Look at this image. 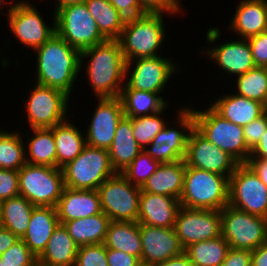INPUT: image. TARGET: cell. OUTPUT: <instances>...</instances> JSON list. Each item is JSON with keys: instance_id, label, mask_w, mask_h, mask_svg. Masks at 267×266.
<instances>
[{"instance_id": "12", "label": "cell", "mask_w": 267, "mask_h": 266, "mask_svg": "<svg viewBox=\"0 0 267 266\" xmlns=\"http://www.w3.org/2000/svg\"><path fill=\"white\" fill-rule=\"evenodd\" d=\"M32 4L33 2L27 0L14 2V5L3 14L7 15L8 25L16 40L34 51L56 34V27L55 14H53V24L50 26L37 7Z\"/></svg>"}, {"instance_id": "14", "label": "cell", "mask_w": 267, "mask_h": 266, "mask_svg": "<svg viewBox=\"0 0 267 266\" xmlns=\"http://www.w3.org/2000/svg\"><path fill=\"white\" fill-rule=\"evenodd\" d=\"M102 212L111 221L137 222L141 188L132 185L121 173L108 178L97 189Z\"/></svg>"}, {"instance_id": "33", "label": "cell", "mask_w": 267, "mask_h": 266, "mask_svg": "<svg viewBox=\"0 0 267 266\" xmlns=\"http://www.w3.org/2000/svg\"><path fill=\"white\" fill-rule=\"evenodd\" d=\"M111 220L103 213L64 223L69 235L79 245L103 244Z\"/></svg>"}, {"instance_id": "31", "label": "cell", "mask_w": 267, "mask_h": 266, "mask_svg": "<svg viewBox=\"0 0 267 266\" xmlns=\"http://www.w3.org/2000/svg\"><path fill=\"white\" fill-rule=\"evenodd\" d=\"M32 136L25 142L26 163L57 168V150L51 128H31Z\"/></svg>"}, {"instance_id": "27", "label": "cell", "mask_w": 267, "mask_h": 266, "mask_svg": "<svg viewBox=\"0 0 267 266\" xmlns=\"http://www.w3.org/2000/svg\"><path fill=\"white\" fill-rule=\"evenodd\" d=\"M78 249L79 245L69 235L67 228L59 223L37 262L45 266H74Z\"/></svg>"}, {"instance_id": "39", "label": "cell", "mask_w": 267, "mask_h": 266, "mask_svg": "<svg viewBox=\"0 0 267 266\" xmlns=\"http://www.w3.org/2000/svg\"><path fill=\"white\" fill-rule=\"evenodd\" d=\"M163 113L164 110L152 115L132 118L133 136L142 150L166 126L167 121L162 117Z\"/></svg>"}, {"instance_id": "17", "label": "cell", "mask_w": 267, "mask_h": 266, "mask_svg": "<svg viewBox=\"0 0 267 266\" xmlns=\"http://www.w3.org/2000/svg\"><path fill=\"white\" fill-rule=\"evenodd\" d=\"M186 167H193L230 177L239 163L221 148L203 137L195 128L189 134L186 154Z\"/></svg>"}, {"instance_id": "58", "label": "cell", "mask_w": 267, "mask_h": 266, "mask_svg": "<svg viewBox=\"0 0 267 266\" xmlns=\"http://www.w3.org/2000/svg\"><path fill=\"white\" fill-rule=\"evenodd\" d=\"M34 266H45V265L40 264L39 262H37Z\"/></svg>"}, {"instance_id": "6", "label": "cell", "mask_w": 267, "mask_h": 266, "mask_svg": "<svg viewBox=\"0 0 267 266\" xmlns=\"http://www.w3.org/2000/svg\"><path fill=\"white\" fill-rule=\"evenodd\" d=\"M65 187L97 190L116 174L108 150L86 145L77 158L61 168Z\"/></svg>"}, {"instance_id": "56", "label": "cell", "mask_w": 267, "mask_h": 266, "mask_svg": "<svg viewBox=\"0 0 267 266\" xmlns=\"http://www.w3.org/2000/svg\"><path fill=\"white\" fill-rule=\"evenodd\" d=\"M5 5H6V7H9L7 9H10L14 5V3L12 1H8V0H0V12H1V14L3 13L2 9L4 8Z\"/></svg>"}, {"instance_id": "22", "label": "cell", "mask_w": 267, "mask_h": 266, "mask_svg": "<svg viewBox=\"0 0 267 266\" xmlns=\"http://www.w3.org/2000/svg\"><path fill=\"white\" fill-rule=\"evenodd\" d=\"M59 222L87 218L102 212L97 190H80L65 187L56 205Z\"/></svg>"}, {"instance_id": "45", "label": "cell", "mask_w": 267, "mask_h": 266, "mask_svg": "<svg viewBox=\"0 0 267 266\" xmlns=\"http://www.w3.org/2000/svg\"><path fill=\"white\" fill-rule=\"evenodd\" d=\"M244 138L247 147L252 150L260 141L262 135L267 129V114L250 122L248 125L243 126Z\"/></svg>"}, {"instance_id": "29", "label": "cell", "mask_w": 267, "mask_h": 266, "mask_svg": "<svg viewBox=\"0 0 267 266\" xmlns=\"http://www.w3.org/2000/svg\"><path fill=\"white\" fill-rule=\"evenodd\" d=\"M51 129L56 143L57 168L61 169L77 158L87 145L85 132L76 127V124L71 123L70 119Z\"/></svg>"}, {"instance_id": "42", "label": "cell", "mask_w": 267, "mask_h": 266, "mask_svg": "<svg viewBox=\"0 0 267 266\" xmlns=\"http://www.w3.org/2000/svg\"><path fill=\"white\" fill-rule=\"evenodd\" d=\"M74 266H109L104 244L79 246Z\"/></svg>"}, {"instance_id": "43", "label": "cell", "mask_w": 267, "mask_h": 266, "mask_svg": "<svg viewBox=\"0 0 267 266\" xmlns=\"http://www.w3.org/2000/svg\"><path fill=\"white\" fill-rule=\"evenodd\" d=\"M19 196L18 171L0 169V202Z\"/></svg>"}, {"instance_id": "28", "label": "cell", "mask_w": 267, "mask_h": 266, "mask_svg": "<svg viewBox=\"0 0 267 266\" xmlns=\"http://www.w3.org/2000/svg\"><path fill=\"white\" fill-rule=\"evenodd\" d=\"M142 151L133 136L132 118L123 117L118 123L114 139L108 149L116 173L124 171Z\"/></svg>"}, {"instance_id": "34", "label": "cell", "mask_w": 267, "mask_h": 266, "mask_svg": "<svg viewBox=\"0 0 267 266\" xmlns=\"http://www.w3.org/2000/svg\"><path fill=\"white\" fill-rule=\"evenodd\" d=\"M34 207L20 195L0 202V227L10 230L21 239L27 231Z\"/></svg>"}, {"instance_id": "26", "label": "cell", "mask_w": 267, "mask_h": 266, "mask_svg": "<svg viewBox=\"0 0 267 266\" xmlns=\"http://www.w3.org/2000/svg\"><path fill=\"white\" fill-rule=\"evenodd\" d=\"M186 164L184 160L163 163L146 180L142 192L166 195L180 199L183 192Z\"/></svg>"}, {"instance_id": "4", "label": "cell", "mask_w": 267, "mask_h": 266, "mask_svg": "<svg viewBox=\"0 0 267 266\" xmlns=\"http://www.w3.org/2000/svg\"><path fill=\"white\" fill-rule=\"evenodd\" d=\"M179 201L185 208L221 211L229 202V177L186 167Z\"/></svg>"}, {"instance_id": "48", "label": "cell", "mask_w": 267, "mask_h": 266, "mask_svg": "<svg viewBox=\"0 0 267 266\" xmlns=\"http://www.w3.org/2000/svg\"><path fill=\"white\" fill-rule=\"evenodd\" d=\"M109 266H142L141 260L123 251L107 248Z\"/></svg>"}, {"instance_id": "5", "label": "cell", "mask_w": 267, "mask_h": 266, "mask_svg": "<svg viewBox=\"0 0 267 266\" xmlns=\"http://www.w3.org/2000/svg\"><path fill=\"white\" fill-rule=\"evenodd\" d=\"M200 110L190 105L194 115V128L216 147L221 148L239 164H246L251 150L247 147L242 126L219 115L210 104Z\"/></svg>"}, {"instance_id": "44", "label": "cell", "mask_w": 267, "mask_h": 266, "mask_svg": "<svg viewBox=\"0 0 267 266\" xmlns=\"http://www.w3.org/2000/svg\"><path fill=\"white\" fill-rule=\"evenodd\" d=\"M139 2L147 13H166L172 17L184 11L177 0H139Z\"/></svg>"}, {"instance_id": "3", "label": "cell", "mask_w": 267, "mask_h": 266, "mask_svg": "<svg viewBox=\"0 0 267 266\" xmlns=\"http://www.w3.org/2000/svg\"><path fill=\"white\" fill-rule=\"evenodd\" d=\"M164 13H147L127 19L117 39L125 61L138 58L156 57L166 42Z\"/></svg>"}, {"instance_id": "59", "label": "cell", "mask_w": 267, "mask_h": 266, "mask_svg": "<svg viewBox=\"0 0 267 266\" xmlns=\"http://www.w3.org/2000/svg\"><path fill=\"white\" fill-rule=\"evenodd\" d=\"M0 266H5L4 263H2L1 259H0Z\"/></svg>"}, {"instance_id": "2", "label": "cell", "mask_w": 267, "mask_h": 266, "mask_svg": "<svg viewBox=\"0 0 267 266\" xmlns=\"http://www.w3.org/2000/svg\"><path fill=\"white\" fill-rule=\"evenodd\" d=\"M36 53V84L64 91L71 97L80 70L81 52L55 34Z\"/></svg>"}, {"instance_id": "54", "label": "cell", "mask_w": 267, "mask_h": 266, "mask_svg": "<svg viewBox=\"0 0 267 266\" xmlns=\"http://www.w3.org/2000/svg\"><path fill=\"white\" fill-rule=\"evenodd\" d=\"M153 266H194L187 255L183 252L182 254L172 257L164 262L157 263Z\"/></svg>"}, {"instance_id": "49", "label": "cell", "mask_w": 267, "mask_h": 266, "mask_svg": "<svg viewBox=\"0 0 267 266\" xmlns=\"http://www.w3.org/2000/svg\"><path fill=\"white\" fill-rule=\"evenodd\" d=\"M252 251L230 248L220 266H251Z\"/></svg>"}, {"instance_id": "36", "label": "cell", "mask_w": 267, "mask_h": 266, "mask_svg": "<svg viewBox=\"0 0 267 266\" xmlns=\"http://www.w3.org/2000/svg\"><path fill=\"white\" fill-rule=\"evenodd\" d=\"M229 249V244L221 235L211 240L191 244L184 249V253L194 266H220Z\"/></svg>"}, {"instance_id": "15", "label": "cell", "mask_w": 267, "mask_h": 266, "mask_svg": "<svg viewBox=\"0 0 267 266\" xmlns=\"http://www.w3.org/2000/svg\"><path fill=\"white\" fill-rule=\"evenodd\" d=\"M228 205L267 218V186L247 164H239L229 177Z\"/></svg>"}, {"instance_id": "37", "label": "cell", "mask_w": 267, "mask_h": 266, "mask_svg": "<svg viewBox=\"0 0 267 266\" xmlns=\"http://www.w3.org/2000/svg\"><path fill=\"white\" fill-rule=\"evenodd\" d=\"M22 132L0 131V169L19 171L25 164V141ZM21 134V135H20Z\"/></svg>"}, {"instance_id": "18", "label": "cell", "mask_w": 267, "mask_h": 266, "mask_svg": "<svg viewBox=\"0 0 267 266\" xmlns=\"http://www.w3.org/2000/svg\"><path fill=\"white\" fill-rule=\"evenodd\" d=\"M92 119L86 127V144L108 150L115 136L118 123L124 117L122 102L119 97L100 98Z\"/></svg>"}, {"instance_id": "32", "label": "cell", "mask_w": 267, "mask_h": 266, "mask_svg": "<svg viewBox=\"0 0 267 266\" xmlns=\"http://www.w3.org/2000/svg\"><path fill=\"white\" fill-rule=\"evenodd\" d=\"M103 244L106 248L126 252L141 260L142 246L139 223L111 221Z\"/></svg>"}, {"instance_id": "46", "label": "cell", "mask_w": 267, "mask_h": 266, "mask_svg": "<svg viewBox=\"0 0 267 266\" xmlns=\"http://www.w3.org/2000/svg\"><path fill=\"white\" fill-rule=\"evenodd\" d=\"M256 67H267V31L248 38Z\"/></svg>"}, {"instance_id": "55", "label": "cell", "mask_w": 267, "mask_h": 266, "mask_svg": "<svg viewBox=\"0 0 267 266\" xmlns=\"http://www.w3.org/2000/svg\"><path fill=\"white\" fill-rule=\"evenodd\" d=\"M85 0H56L55 8L53 9L54 12L64 6L71 5V4H82Z\"/></svg>"}, {"instance_id": "25", "label": "cell", "mask_w": 267, "mask_h": 266, "mask_svg": "<svg viewBox=\"0 0 267 266\" xmlns=\"http://www.w3.org/2000/svg\"><path fill=\"white\" fill-rule=\"evenodd\" d=\"M218 98L217 100H212L210 106L224 119L238 126H246L264 114L262 103L240 96L234 92L227 93Z\"/></svg>"}, {"instance_id": "23", "label": "cell", "mask_w": 267, "mask_h": 266, "mask_svg": "<svg viewBox=\"0 0 267 266\" xmlns=\"http://www.w3.org/2000/svg\"><path fill=\"white\" fill-rule=\"evenodd\" d=\"M229 22V29L236 37L248 39L267 31L266 0H240Z\"/></svg>"}, {"instance_id": "51", "label": "cell", "mask_w": 267, "mask_h": 266, "mask_svg": "<svg viewBox=\"0 0 267 266\" xmlns=\"http://www.w3.org/2000/svg\"><path fill=\"white\" fill-rule=\"evenodd\" d=\"M19 238L10 230L0 227V256L8 250Z\"/></svg>"}, {"instance_id": "8", "label": "cell", "mask_w": 267, "mask_h": 266, "mask_svg": "<svg viewBox=\"0 0 267 266\" xmlns=\"http://www.w3.org/2000/svg\"><path fill=\"white\" fill-rule=\"evenodd\" d=\"M19 195L35 206L56 207L64 185L60 168L26 163L18 171Z\"/></svg>"}, {"instance_id": "19", "label": "cell", "mask_w": 267, "mask_h": 266, "mask_svg": "<svg viewBox=\"0 0 267 266\" xmlns=\"http://www.w3.org/2000/svg\"><path fill=\"white\" fill-rule=\"evenodd\" d=\"M142 266H153L184 252L174 227L160 228L139 224Z\"/></svg>"}, {"instance_id": "50", "label": "cell", "mask_w": 267, "mask_h": 266, "mask_svg": "<svg viewBox=\"0 0 267 266\" xmlns=\"http://www.w3.org/2000/svg\"><path fill=\"white\" fill-rule=\"evenodd\" d=\"M246 164L267 186V159H248Z\"/></svg>"}, {"instance_id": "24", "label": "cell", "mask_w": 267, "mask_h": 266, "mask_svg": "<svg viewBox=\"0 0 267 266\" xmlns=\"http://www.w3.org/2000/svg\"><path fill=\"white\" fill-rule=\"evenodd\" d=\"M56 207L35 206L25 235L21 238L38 258L59 225Z\"/></svg>"}, {"instance_id": "47", "label": "cell", "mask_w": 267, "mask_h": 266, "mask_svg": "<svg viewBox=\"0 0 267 266\" xmlns=\"http://www.w3.org/2000/svg\"><path fill=\"white\" fill-rule=\"evenodd\" d=\"M127 20L147 14L139 0H108Z\"/></svg>"}, {"instance_id": "9", "label": "cell", "mask_w": 267, "mask_h": 266, "mask_svg": "<svg viewBox=\"0 0 267 266\" xmlns=\"http://www.w3.org/2000/svg\"><path fill=\"white\" fill-rule=\"evenodd\" d=\"M220 213L221 235L230 248L252 251L267 241V218L230 205L225 206Z\"/></svg>"}, {"instance_id": "35", "label": "cell", "mask_w": 267, "mask_h": 266, "mask_svg": "<svg viewBox=\"0 0 267 266\" xmlns=\"http://www.w3.org/2000/svg\"><path fill=\"white\" fill-rule=\"evenodd\" d=\"M84 3L101 34L108 40H117L126 23L118 10L108 0H85Z\"/></svg>"}, {"instance_id": "10", "label": "cell", "mask_w": 267, "mask_h": 266, "mask_svg": "<svg viewBox=\"0 0 267 266\" xmlns=\"http://www.w3.org/2000/svg\"><path fill=\"white\" fill-rule=\"evenodd\" d=\"M32 88L29 97L24 101L30 128H52L68 119V103L71 99L68 94L60 89L36 83Z\"/></svg>"}, {"instance_id": "11", "label": "cell", "mask_w": 267, "mask_h": 266, "mask_svg": "<svg viewBox=\"0 0 267 266\" xmlns=\"http://www.w3.org/2000/svg\"><path fill=\"white\" fill-rule=\"evenodd\" d=\"M173 123L168 124L153 138L144 151L160 164L183 160L186 154L188 137L194 128V115L190 106L179 107ZM176 125V127H175ZM170 126V127H169Z\"/></svg>"}, {"instance_id": "52", "label": "cell", "mask_w": 267, "mask_h": 266, "mask_svg": "<svg viewBox=\"0 0 267 266\" xmlns=\"http://www.w3.org/2000/svg\"><path fill=\"white\" fill-rule=\"evenodd\" d=\"M251 266H267V241L252 250Z\"/></svg>"}, {"instance_id": "20", "label": "cell", "mask_w": 267, "mask_h": 266, "mask_svg": "<svg viewBox=\"0 0 267 266\" xmlns=\"http://www.w3.org/2000/svg\"><path fill=\"white\" fill-rule=\"evenodd\" d=\"M236 39V41L230 40L220 45L205 47L207 51L202 49L203 55L206 54L205 58H210L209 60L217 64V67H220L225 75L227 74V78L229 75V77L243 75L256 67L248 39Z\"/></svg>"}, {"instance_id": "40", "label": "cell", "mask_w": 267, "mask_h": 266, "mask_svg": "<svg viewBox=\"0 0 267 266\" xmlns=\"http://www.w3.org/2000/svg\"><path fill=\"white\" fill-rule=\"evenodd\" d=\"M160 163L151 158L144 150L121 172L132 184L142 187L146 180L156 171Z\"/></svg>"}, {"instance_id": "13", "label": "cell", "mask_w": 267, "mask_h": 266, "mask_svg": "<svg viewBox=\"0 0 267 266\" xmlns=\"http://www.w3.org/2000/svg\"><path fill=\"white\" fill-rule=\"evenodd\" d=\"M180 68L182 67H179L173 59L164 58L163 55L127 61L125 64V84L122 89L161 94L164 92L166 84L171 80L170 77L181 72Z\"/></svg>"}, {"instance_id": "21", "label": "cell", "mask_w": 267, "mask_h": 266, "mask_svg": "<svg viewBox=\"0 0 267 266\" xmlns=\"http://www.w3.org/2000/svg\"><path fill=\"white\" fill-rule=\"evenodd\" d=\"M180 207L175 197L141 192L137 222L160 228L174 227Z\"/></svg>"}, {"instance_id": "7", "label": "cell", "mask_w": 267, "mask_h": 266, "mask_svg": "<svg viewBox=\"0 0 267 266\" xmlns=\"http://www.w3.org/2000/svg\"><path fill=\"white\" fill-rule=\"evenodd\" d=\"M52 13L55 14L56 34L80 52L107 40L85 3L67 5Z\"/></svg>"}, {"instance_id": "57", "label": "cell", "mask_w": 267, "mask_h": 266, "mask_svg": "<svg viewBox=\"0 0 267 266\" xmlns=\"http://www.w3.org/2000/svg\"><path fill=\"white\" fill-rule=\"evenodd\" d=\"M263 106H264V113L267 114V97H266V100H265Z\"/></svg>"}, {"instance_id": "53", "label": "cell", "mask_w": 267, "mask_h": 266, "mask_svg": "<svg viewBox=\"0 0 267 266\" xmlns=\"http://www.w3.org/2000/svg\"><path fill=\"white\" fill-rule=\"evenodd\" d=\"M249 159H267V129L258 144L251 150Z\"/></svg>"}, {"instance_id": "41", "label": "cell", "mask_w": 267, "mask_h": 266, "mask_svg": "<svg viewBox=\"0 0 267 266\" xmlns=\"http://www.w3.org/2000/svg\"><path fill=\"white\" fill-rule=\"evenodd\" d=\"M0 259L5 266H34L37 263V257L22 239L2 253Z\"/></svg>"}, {"instance_id": "30", "label": "cell", "mask_w": 267, "mask_h": 266, "mask_svg": "<svg viewBox=\"0 0 267 266\" xmlns=\"http://www.w3.org/2000/svg\"><path fill=\"white\" fill-rule=\"evenodd\" d=\"M160 95V93L148 91L122 89L119 98L122 102L124 116L136 118L166 111L170 102L164 100L166 98Z\"/></svg>"}, {"instance_id": "1", "label": "cell", "mask_w": 267, "mask_h": 266, "mask_svg": "<svg viewBox=\"0 0 267 266\" xmlns=\"http://www.w3.org/2000/svg\"><path fill=\"white\" fill-rule=\"evenodd\" d=\"M84 58L89 61L83 62ZM83 63H87L86 67ZM125 64L118 40L107 39L81 51L80 70L86 69L85 75L98 99L119 97L125 84Z\"/></svg>"}, {"instance_id": "16", "label": "cell", "mask_w": 267, "mask_h": 266, "mask_svg": "<svg viewBox=\"0 0 267 266\" xmlns=\"http://www.w3.org/2000/svg\"><path fill=\"white\" fill-rule=\"evenodd\" d=\"M174 229L183 249L191 244L221 236L219 210L190 209L180 207Z\"/></svg>"}, {"instance_id": "38", "label": "cell", "mask_w": 267, "mask_h": 266, "mask_svg": "<svg viewBox=\"0 0 267 266\" xmlns=\"http://www.w3.org/2000/svg\"><path fill=\"white\" fill-rule=\"evenodd\" d=\"M235 93L264 104L267 97V67H255L237 76Z\"/></svg>"}]
</instances>
